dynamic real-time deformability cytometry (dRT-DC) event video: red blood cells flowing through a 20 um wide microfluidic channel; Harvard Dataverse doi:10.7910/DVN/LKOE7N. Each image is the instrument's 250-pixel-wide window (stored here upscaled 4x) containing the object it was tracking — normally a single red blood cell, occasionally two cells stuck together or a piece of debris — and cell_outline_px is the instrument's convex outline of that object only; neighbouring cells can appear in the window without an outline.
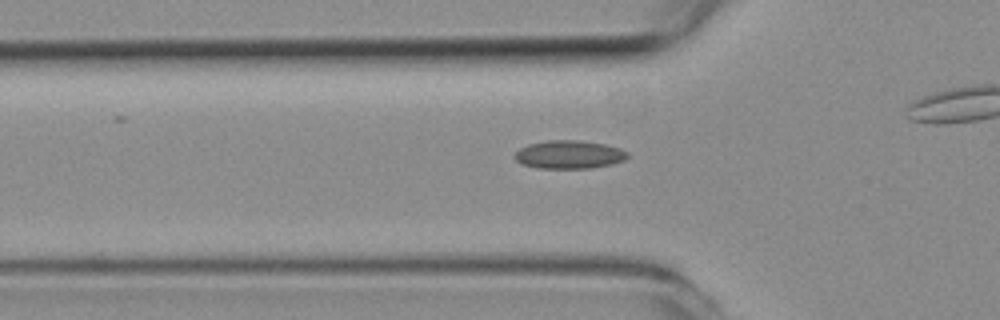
{"species": "common noctule bat (a hibernating species)", "species_latin": "Nyctalus noctula", "temperature_condition": "room temperature", "stored_images_in_passage": 30, "camera_frame_rate_fps": 3000, "um_per_image_px": 0.085, "animal": {"sex": "female", "body_mass_g": 19.3, "forearm_length_mm": 54.1}, "frame": {"image": 1, "passage_image": 6, "time_ms": 1.667, "image_size_px": [1000, 320], "cell_outline_px": [[628, 156], [624, 160], [612, 164], [592, 168], [536, 168], [520, 164], [516, 160], [516, 152], [520, 148], [528, 144], [548, 140], [580, 140], [604, 144], [620, 148], [628, 152]], "centroid_in_image_um": [48.38, 13.14], "position_along_channel_um": 77.4, "area_um2": 18.61}}
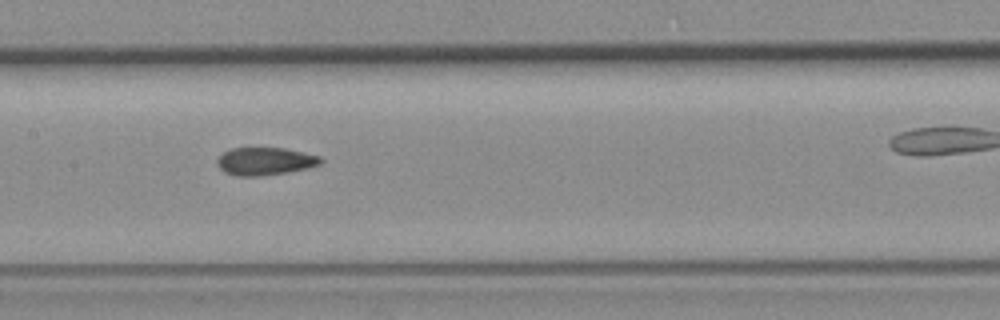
{"frame": {"image": 2, "passage_image": 14, "time_ms": 4.333, "image_size_px": [1000, 320], "cell_outline_px": [[324, 160], [320, 164], [308, 168], [288, 172], [260, 176], [236, 176], [224, 172], [216, 164], [216, 160], [224, 152], [232, 148], [284, 148], [304, 152], [320, 156]], "centroid_in_image_um": [22.54, 13.71], "position_along_channel_um": 184.9, "area_um2": 16.82}}
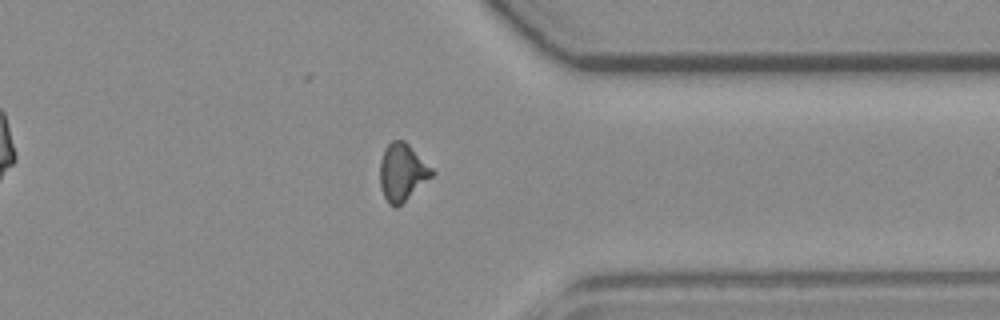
{"frame": {"image": 3, "passage_image": 29, "time_ms": 9.333, "image_size_px": [1000, 320], "cell_outline_px": [[436, 172], [432, 176], [396, 208], [388, 204], [384, 196], [380, 184], [380, 160], [384, 148], [392, 140], [404, 140]], "centroid_in_image_um": [34.17, 14.63], "position_along_channel_um": 377.2, "area_um2": 17.17}}